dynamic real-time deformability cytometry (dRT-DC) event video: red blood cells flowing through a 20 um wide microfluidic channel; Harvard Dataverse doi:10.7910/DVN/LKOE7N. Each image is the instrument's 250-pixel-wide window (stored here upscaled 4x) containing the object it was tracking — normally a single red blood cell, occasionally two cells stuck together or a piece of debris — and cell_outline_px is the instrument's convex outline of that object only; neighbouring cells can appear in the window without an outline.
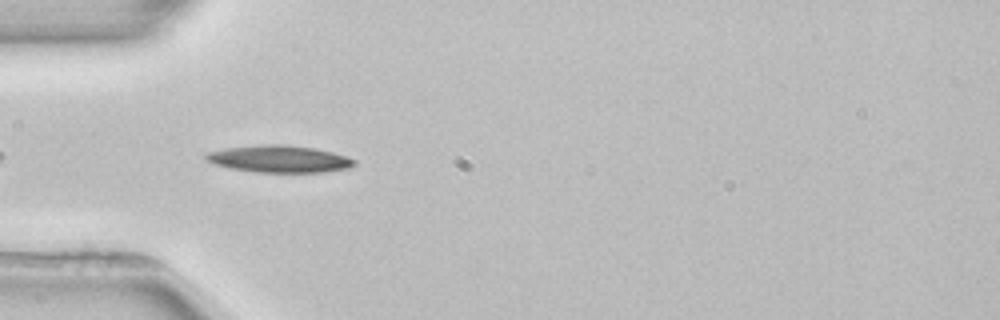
{"species": "common noctule bat (a hibernating species)", "species_latin": "Nyctalus noctula", "temperature_condition": "room temperature", "stored_images_in_passage": 7, "camera_frame_rate_fps": 3000, "um_per_image_px": 0.085, "animal": {"sex": "female", "body_mass_g": 22.7, "forearm_length_mm": 54.2}, "frame": {"image": 1, "passage_image": 5, "time_ms": 4.667, "image_size_px": [1000, 320], "cell_outline_px": [[356, 164], [352, 168], [324, 172], [256, 172], [232, 168], [216, 164], [208, 160], [204, 156], [204, 152], [228, 148], [260, 144], [288, 144], [316, 148], [348, 156], [356, 160]], "centroid_in_image_um": [23.8, 13.5], "position_along_channel_um": 61.2, "area_um2": 23.58}}